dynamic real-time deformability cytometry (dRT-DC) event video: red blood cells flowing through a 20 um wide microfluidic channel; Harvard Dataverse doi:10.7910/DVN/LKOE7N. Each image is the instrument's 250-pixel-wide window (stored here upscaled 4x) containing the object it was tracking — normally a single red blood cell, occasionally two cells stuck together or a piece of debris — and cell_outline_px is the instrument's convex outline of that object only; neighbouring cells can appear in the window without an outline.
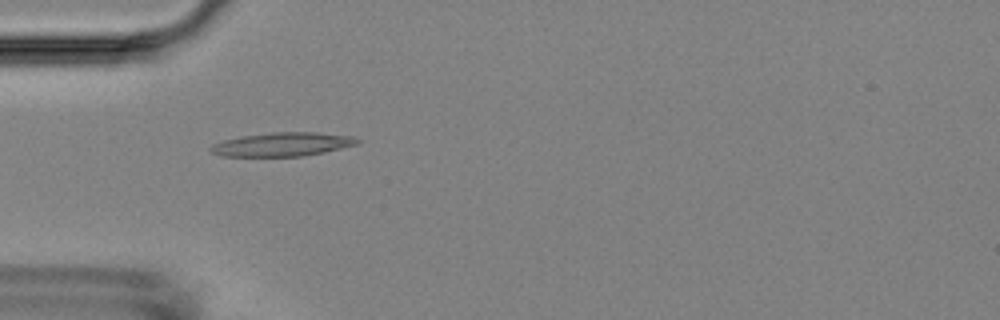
{"species": "Egyptian fruit bat (a non-hibernating species)", "species_latin": "Rousettus aegyptiacus", "temperature_condition": "room temperature", "stored_images_in_passage": 48, "camera_frame_rate_fps": 3000, "um_per_image_px": 0.085, "animal": {"sex": "female"}, "frame": {"image": 1, "passage_image": 11, "time_ms": 3.333, "image_size_px": [1000, 320], "cell_outline_px": [[360, 144], [324, 152], [300, 156], [220, 156], [212, 152], [208, 148], [212, 144], [224, 140], [240, 136], [272, 132], [316, 132], [352, 136], [360, 140]], "centroid_in_image_um": [24.01, 12.26], "position_along_channel_um": 61.0, "area_um2": 20.35}}
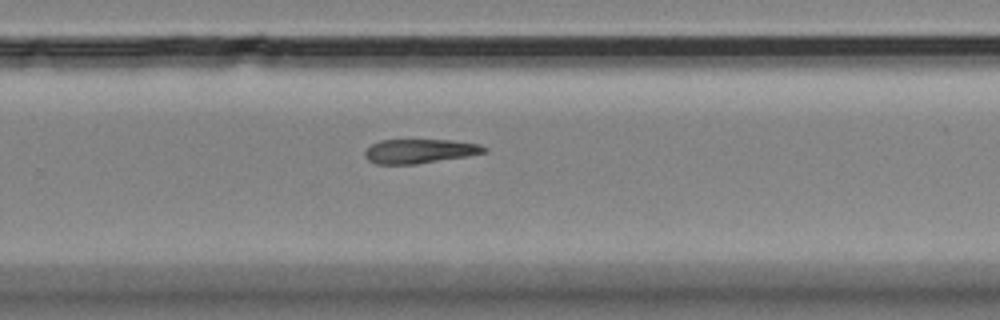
{"frame": {"image": 2, "passage_image": 30, "time_ms": 9.667, "image_size_px": [1000, 320], "cell_outline_px": [[488, 152], [468, 156], [416, 164], [376, 164], [368, 160], [364, 156], [364, 152], [372, 144], [380, 140], [452, 140], [480, 144], [488, 148]], "centroid_in_image_um": [35.7, 12.85], "position_along_channel_um": 294.1, "area_um2": 16.94}}
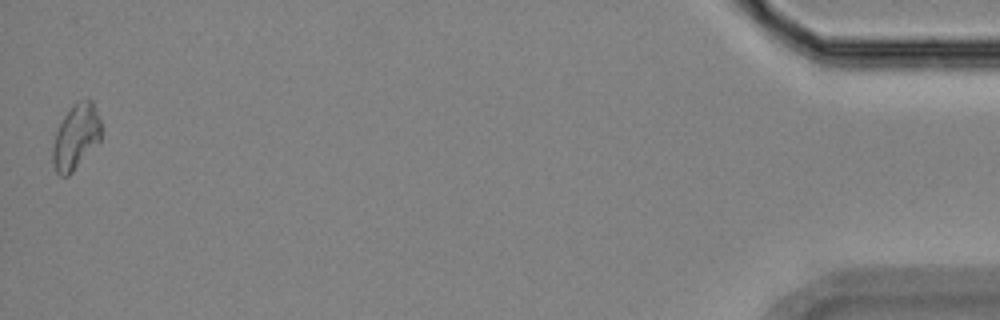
{"frame": {"image": 3, "passage_image": 48, "time_ms": 15.667, "image_size_px": [1000, 320], "cell_outline_px": [[100, 140], [72, 172], [68, 176], [60, 176], [56, 172], [52, 164], [52, 148], [56, 132], [64, 116], [72, 104], [76, 100], [88, 96], [92, 100], [100, 120]], "centroid_in_image_um": [6.43, 11.59], "position_along_channel_um": 428.8, "area_um2": 18.44}, "authors_computed_cell_mechanics": {"area_um2": 18.1781, "velocity_mm_per_s": 3.7064, "shape_relaxation_time_tau1_ms": 2.8335, "shape_relaxation_time_tau2_ms": null, "deformation_change_tau1": 0.1198, "deformation_change_tau2": null}}